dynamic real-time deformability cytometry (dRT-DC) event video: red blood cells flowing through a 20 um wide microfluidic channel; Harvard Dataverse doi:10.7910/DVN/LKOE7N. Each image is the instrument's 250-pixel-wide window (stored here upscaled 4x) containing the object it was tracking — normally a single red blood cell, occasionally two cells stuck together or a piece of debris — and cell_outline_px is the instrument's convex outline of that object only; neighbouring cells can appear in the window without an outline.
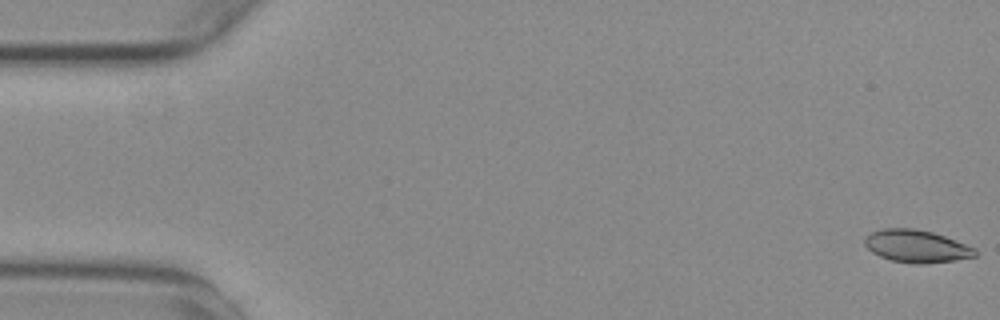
{"species": "common noctule bat (a hibernating species)", "species_latin": "Nyctalus noctula", "temperature_condition": "warm", "stored_images_in_passage": 55, "camera_frame_rate_fps": 3000, "um_per_image_px": 0.085, "animal": {"sex": "female", "body_mass_g": 29.2, "forearm_length_mm": 56.3}, "frame": {"image": 1, "passage_image": 1, "time_ms": 0.0, "image_size_px": [1000, 320], "cell_outline_px": [[976, 256], [956, 260], [924, 264], [912, 264], [892, 260], [880, 256], [872, 252], [864, 244], [864, 236], [880, 228], [916, 228], [932, 232], [944, 236], [976, 248]], "centroid_in_image_um": [77.88, 20.92], "position_along_channel_um": 7.1, "area_um2": 21.04}}
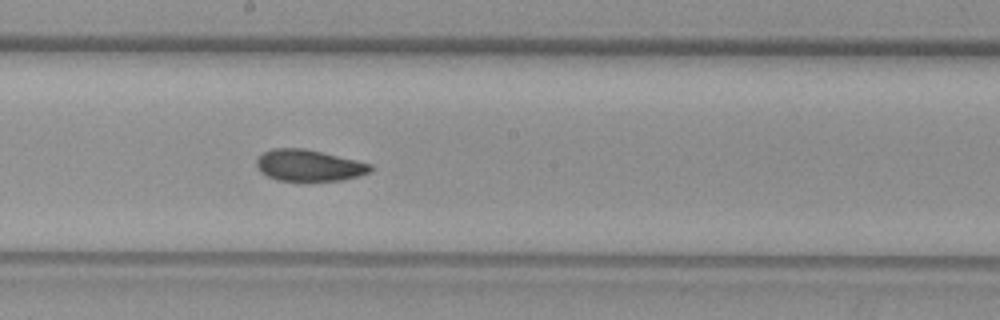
{"frame": {"image": 2, "passage_image": 30, "time_ms": 9.667, "image_size_px": [1000, 320], "cell_outline_px": [[372, 172], [344, 180], [308, 184], [276, 180], [260, 172], [256, 168], [256, 160], [264, 152], [272, 148], [304, 148], [356, 160], [372, 164]], "centroid_in_image_um": [26.25, 14.12], "position_along_channel_um": 221.9, "area_um2": 21.79}}
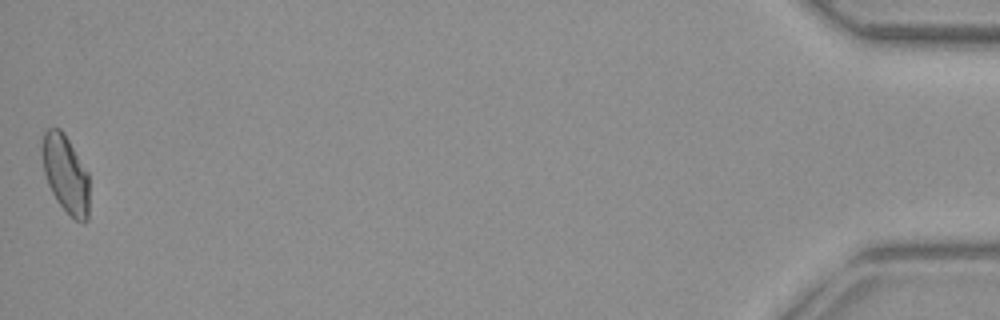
{"frame": {"image": 3, "passage_image": 55, "time_ms": 18.0, "image_size_px": [1000, 320], "cell_outline_px": [[88, 220], [84, 224], [76, 220], [56, 200], [48, 184], [44, 172], [40, 152], [40, 148], [44, 132], [48, 128], [60, 128], [64, 132], [88, 172]], "centroid_in_image_um": [5.56, 14.75], "position_along_channel_um": 429.6, "area_um2": 21.5}, "authors_computed_cell_mechanics": {"area_um2": 21.4438, "velocity_mm_per_s": 3.7502, "shape_relaxation_time_tau1_ms": null, "shape_relaxation_time_tau2_ms": 2.8108, "deformation_change_tau1": null, "deformation_change_tau2": 0.0716}}